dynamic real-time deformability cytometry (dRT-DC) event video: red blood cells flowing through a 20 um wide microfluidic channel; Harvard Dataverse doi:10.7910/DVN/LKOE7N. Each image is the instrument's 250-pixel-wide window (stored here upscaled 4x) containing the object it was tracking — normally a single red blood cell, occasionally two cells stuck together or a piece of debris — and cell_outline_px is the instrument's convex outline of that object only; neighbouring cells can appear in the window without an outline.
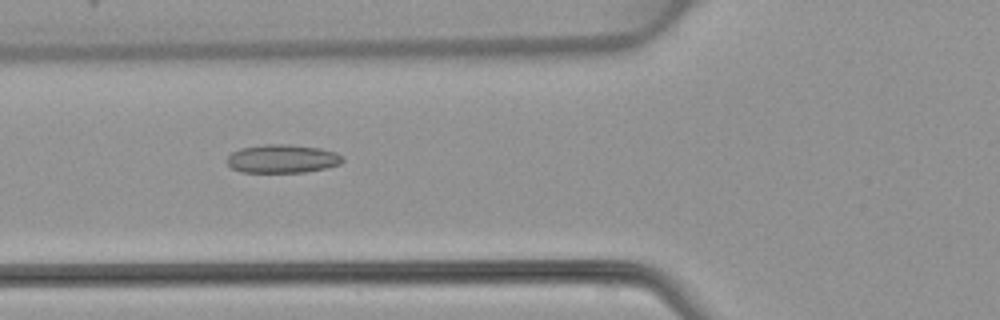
{"species": "common noctule bat (a hibernating species)", "species_latin": "Nyctalus noctula", "temperature_condition": "warm", "stored_images_in_passage": 6, "camera_frame_rate_fps": 3000, "um_per_image_px": 0.085, "animal": {"sex": "female", "body_mass_g": 22.7, "forearm_length_mm": 54.2}, "frame": {"image": 1, "passage_image": 5, "time_ms": 5.667, "image_size_px": [1000, 320], "cell_outline_px": [[344, 160], [340, 164], [324, 168], [304, 172], [240, 172], [232, 168], [228, 164], [228, 156], [232, 152], [240, 148], [264, 144], [288, 144], [320, 148], [336, 152], [344, 156]], "centroid_in_image_um": [24.01, 13.48], "position_along_channel_um": 101.8, "area_um2": 19.19}}
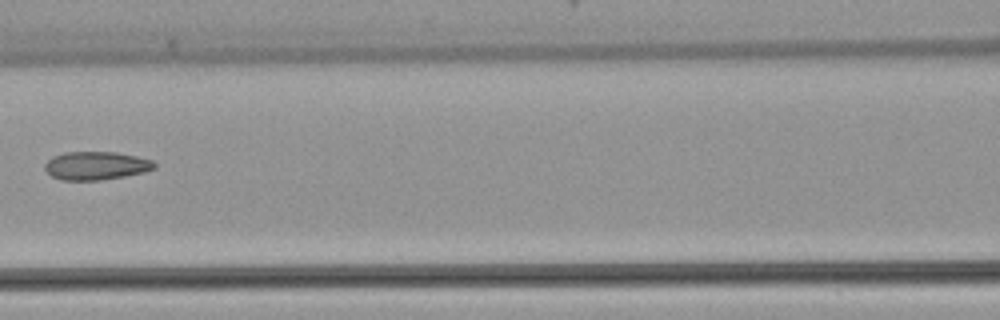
{"frame": {"image": 2, "passage_image": 6, "time_ms": 7.0, "image_size_px": [1000, 320], "cell_outline_px": [[156, 168], [144, 172], [124, 176], [100, 180], [60, 180], [52, 176], [44, 168], [44, 164], [52, 156], [64, 152], [116, 152], [136, 156], [152, 160], [156, 164]], "centroid_in_image_um": [8.16, 14.08], "position_along_channel_um": 158.4, "area_um2": 18.09}}